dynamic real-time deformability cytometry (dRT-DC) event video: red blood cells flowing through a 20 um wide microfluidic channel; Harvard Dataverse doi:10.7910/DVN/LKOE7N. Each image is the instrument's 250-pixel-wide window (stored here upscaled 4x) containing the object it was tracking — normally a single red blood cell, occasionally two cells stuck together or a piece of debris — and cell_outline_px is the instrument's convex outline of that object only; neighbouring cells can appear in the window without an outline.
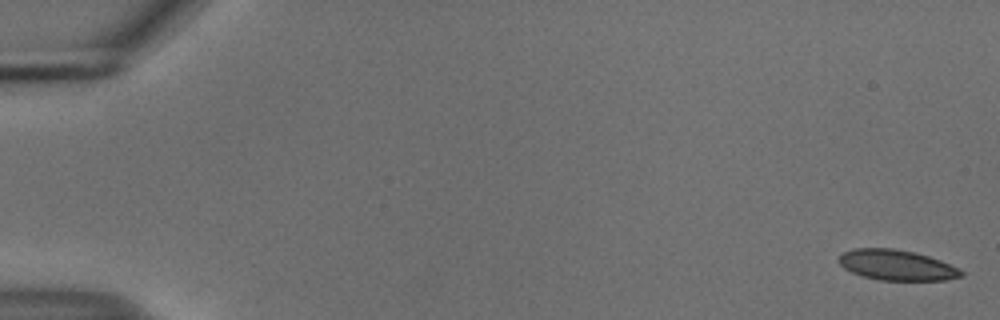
{"species": "common noctule bat (a hibernating species)", "species_latin": "Nyctalus noctula", "temperature_condition": "cold", "stored_images_in_passage": 55, "camera_frame_rate_fps": 3000, "um_per_image_px": 0.085, "animal": {"sex": "male", "body_mass_g": 18.8}, "frame": {"image": 1, "passage_image": 1, "time_ms": 0.0, "image_size_px": [1000, 320], "cell_outline_px": [[964, 276], [944, 280], [880, 280], [864, 276], [852, 272], [844, 268], [840, 264], [840, 256], [844, 252], [852, 248], [892, 248], [912, 252], [928, 256], [940, 260], [960, 268], [964, 272]], "centroid_in_image_um": [76.25, 22.53], "position_along_channel_um": 8.7, "area_um2": 21.56}}
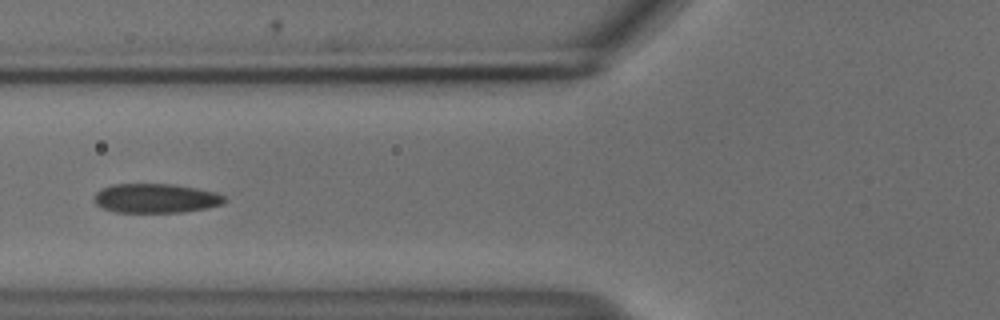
{"frame": {"image": 2, "passage_image": 22, "time_ms": 7.0, "image_size_px": [1000, 320], "cell_outline_px": [[228, 200], [224, 204], [204, 208], [180, 212], [116, 212], [104, 208], [96, 204], [92, 200], [96, 192], [100, 188], [112, 184], [172, 184], [196, 188], [216, 192], [224, 196]], "centroid_in_image_um": [13.22, 16.84], "position_along_channel_um": 112.6, "area_um2": 22.31}}
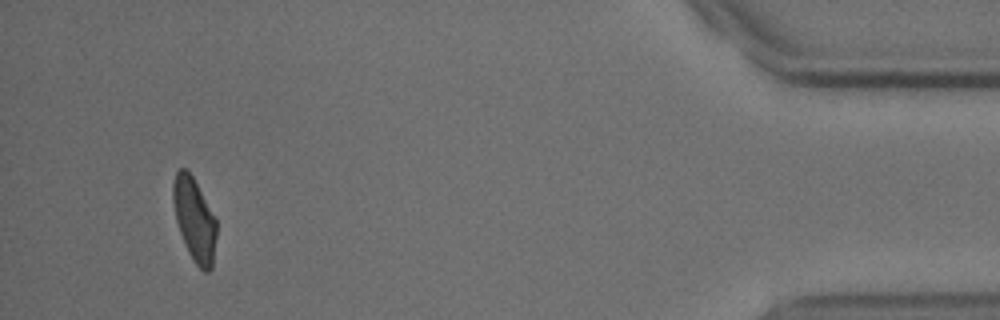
{"frame": {"image": 3, "passage_image": 52, "time_ms": 17.0, "image_size_px": [1000, 320], "cell_outline_px": [[216, 236], [212, 268], [208, 272], [204, 272], [192, 260], [188, 252], [180, 232], [176, 220], [172, 200], [172, 184], [176, 172], [180, 168], [184, 168], [192, 176], [216, 220]], "centroid_in_image_um": [16.51, 18.68], "position_along_channel_um": 418.7, "area_um2": 20.81}, "authors_computed_cell_mechanics": {"area_um2": 22.6576, "velocity_mm_per_s": 3.7045, "shape_relaxation_time_tau1_ms": 4.6515, "shape_relaxation_time_tau2_ms": 2.066, "deformation_change_tau1": 0.1245, "deformation_change_tau2": 0.0595}}